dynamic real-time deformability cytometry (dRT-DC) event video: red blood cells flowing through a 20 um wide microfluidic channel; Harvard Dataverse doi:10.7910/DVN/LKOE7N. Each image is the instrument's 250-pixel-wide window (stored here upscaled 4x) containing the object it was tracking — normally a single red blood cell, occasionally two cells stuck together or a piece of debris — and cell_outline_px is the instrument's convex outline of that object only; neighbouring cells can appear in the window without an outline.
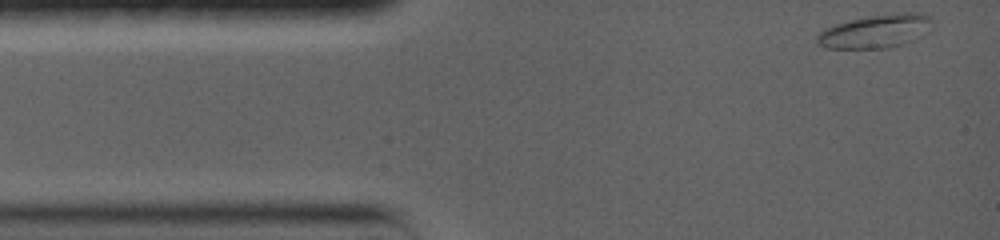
{"species": "common noctule bat (a hibernating species)", "species_latin": "Nyctalus noctula", "temperature_condition": "warm", "stored_images_in_passage": 10, "camera_frame_rate_fps": 5000, "um_per_image_px": 0.085, "animal": {"sex": "female", "body_mass_g": 19.0, "forearm_length_mm": 56.7}, "frame": {"image": 1, "passage_image": 1, "time_ms": 0.0, "image_size_px": [1000, 240], "cell_outline_px": [[932, 32], [904, 44], [888, 48], [824, 48], [816, 44], [816, 36], [824, 28], [836, 24], [868, 16], [904, 12], [916, 12], [928, 16], [932, 20]], "centroid_in_image_um": [74.46, 2.67], "position_along_channel_um": 10.5, "area_um2": 22.72}}